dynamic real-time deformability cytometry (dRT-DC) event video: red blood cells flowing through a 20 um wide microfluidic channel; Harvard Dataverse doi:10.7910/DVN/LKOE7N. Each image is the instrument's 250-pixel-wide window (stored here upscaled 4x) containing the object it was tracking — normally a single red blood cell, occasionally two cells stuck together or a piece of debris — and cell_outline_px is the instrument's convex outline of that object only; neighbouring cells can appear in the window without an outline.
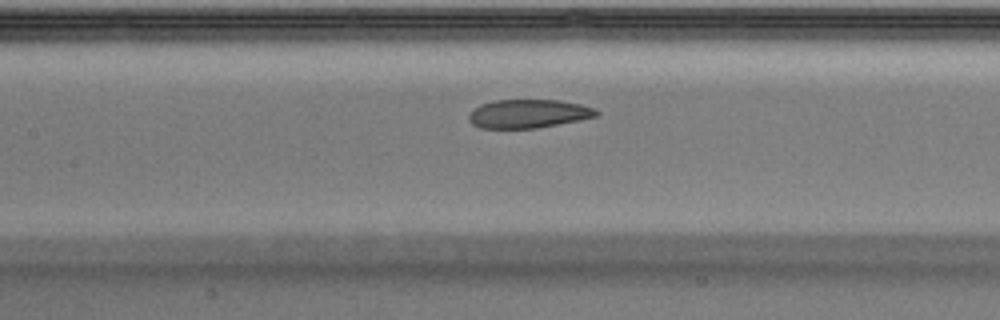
{"species": "Egyptian fruit bat (a non-hibernating species)", "species_latin": "Rousettus aegyptiacus", "temperature_condition": "warm", "stored_images_in_passage": 27, "camera_frame_rate_fps": 3000, "um_per_image_px": 0.085, "animal": {"sex": "male"}, "frame": {"image": 1, "passage_image": 12, "time_ms": 3.667, "image_size_px": [1000, 320], "cell_outline_px": [[600, 116], [580, 120], [536, 128], [480, 128], [472, 124], [468, 120], [468, 116], [480, 104], [492, 100], [560, 100], [580, 104], [596, 108], [600, 112]], "centroid_in_image_um": [44.95, 9.66], "position_along_channel_um": 162.4, "area_um2": 21.39}}